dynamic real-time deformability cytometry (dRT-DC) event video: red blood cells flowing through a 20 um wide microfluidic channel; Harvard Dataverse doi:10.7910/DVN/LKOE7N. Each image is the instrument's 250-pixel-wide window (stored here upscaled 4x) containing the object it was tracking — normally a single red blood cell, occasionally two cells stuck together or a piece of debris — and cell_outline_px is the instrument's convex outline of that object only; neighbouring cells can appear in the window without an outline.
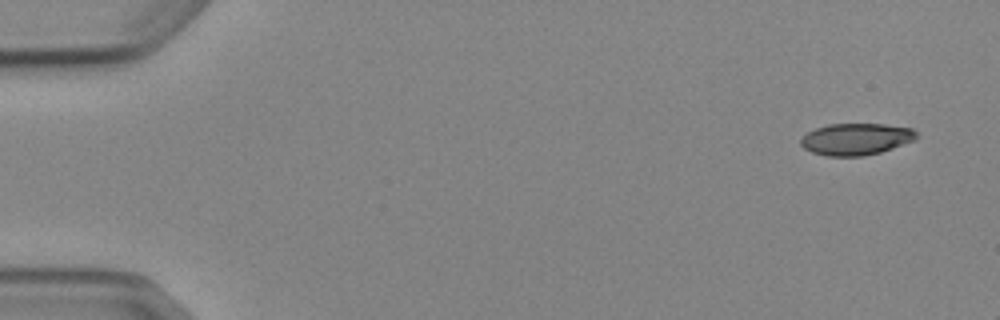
{"species": "Egyptian fruit bat (a non-hibernating species)", "species_latin": "Rousettus aegyptiacus", "temperature_condition": "cold", "stored_images_in_passage": 4, "camera_frame_rate_fps": 3000, "um_per_image_px": 0.085, "animal": {"sex": "female"}, "frame": {"image": 1, "passage_image": 1, "time_ms": 0.0, "image_size_px": [1000, 320], "cell_outline_px": [[920, 136], [916, 140], [880, 152], [864, 156], [828, 156], [812, 152], [804, 148], [800, 144], [800, 140], [808, 132], [816, 128], [828, 124], [884, 124], [912, 128]], "centroid_in_image_um": [72.79, 11.82], "position_along_channel_um": 12.2, "area_um2": 21.44}}